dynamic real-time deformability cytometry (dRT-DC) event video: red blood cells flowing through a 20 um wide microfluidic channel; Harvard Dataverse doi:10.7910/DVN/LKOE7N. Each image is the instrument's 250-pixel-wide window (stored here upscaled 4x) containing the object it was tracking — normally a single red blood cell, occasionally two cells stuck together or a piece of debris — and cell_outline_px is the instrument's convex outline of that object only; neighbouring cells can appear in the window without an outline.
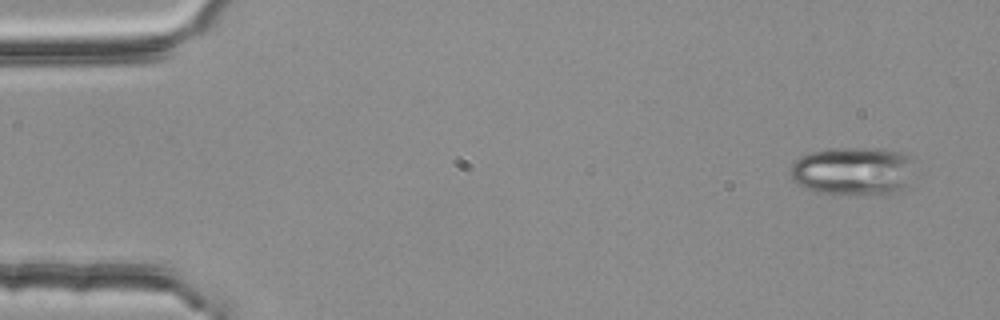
{"species": "common noctule bat (a hibernating species)", "species_latin": "Nyctalus noctula", "temperature_condition": "room temperature", "stored_images_in_passage": 4, "camera_frame_rate_fps": 3000, "um_per_image_px": 0.085, "animal": {"sex": "female", "body_mass_g": 25.1}, "frame": {"image": 1, "passage_image": 1, "time_ms": 0.0, "image_size_px": [1000, 320], "cell_outline_px": [[916, 156], [904, 184], [900, 188], [892, 192], [840, 196], [820, 192], [804, 188], [792, 180], [788, 172], [788, 168], [800, 156], [812, 152], [828, 148], [880, 148], [904, 152]], "centroid_in_image_um": [72.44, 14.51], "position_along_channel_um": 12.6, "area_um2": 35.32}}